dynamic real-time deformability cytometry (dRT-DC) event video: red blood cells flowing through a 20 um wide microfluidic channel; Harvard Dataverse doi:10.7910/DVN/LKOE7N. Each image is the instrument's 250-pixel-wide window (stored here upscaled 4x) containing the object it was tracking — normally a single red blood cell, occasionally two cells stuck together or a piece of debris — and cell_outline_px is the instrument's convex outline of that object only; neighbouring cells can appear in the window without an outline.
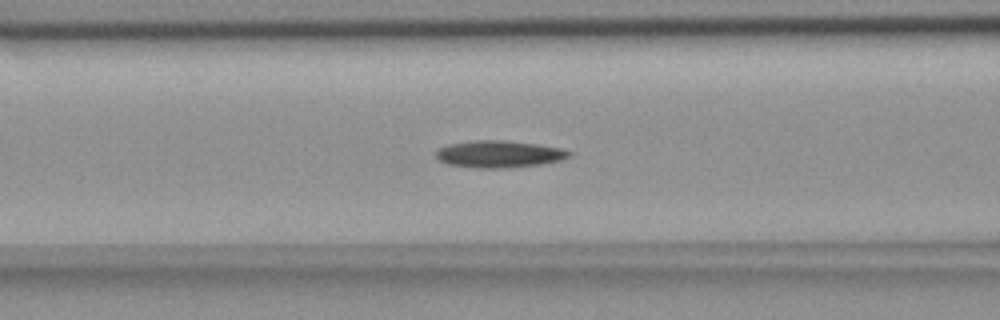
{"species": "common noctule bat (a hibernating species)", "species_latin": "Nyctalus noctula", "temperature_condition": "room temperature", "stored_images_in_passage": 55, "camera_frame_rate_fps": 3000, "um_per_image_px": 0.085, "animal": {"sex": "female", "body_mass_g": 18.4}, "frame": {"image": 1, "passage_image": 21, "time_ms": 6.667, "image_size_px": [1000, 320], "cell_outline_px": [[572, 156], [560, 160], [540, 164], [508, 168], [476, 168], [448, 164], [440, 160], [436, 156], [436, 152], [440, 148], [448, 144], [472, 140], [504, 140], [536, 144], [564, 148], [572, 152]], "centroid_in_image_um": [42.45, 13.09], "position_along_channel_um": 124.1, "area_um2": 21.04}}
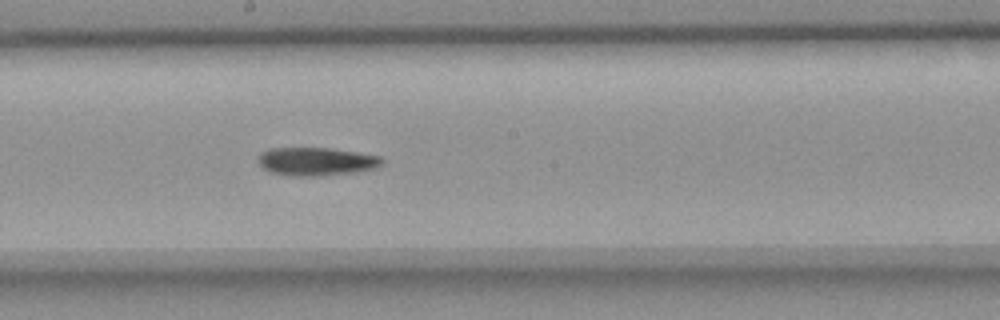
{"frame": {"image": 2, "passage_image": 29, "time_ms": 9.333, "image_size_px": [1000, 320], "cell_outline_px": [[384, 164], [376, 168], [356, 172], [320, 176], [296, 176], [272, 172], [264, 168], [256, 160], [260, 152], [268, 148], [328, 148], [356, 152], [380, 156], [384, 160]], "centroid_in_image_um": [26.9, 13.72], "position_along_channel_um": 221.3, "area_um2": 20.46}}
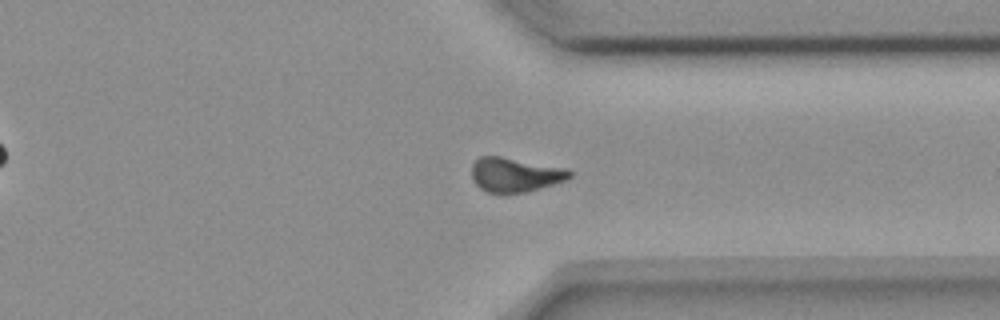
{"frame": {"image": 3, "passage_image": 41, "time_ms": 13.333, "image_size_px": [1000, 320], "cell_outline_px": [[572, 176], [564, 180], [528, 192], [504, 196], [488, 192], [480, 188], [472, 180], [472, 164], [480, 156], [500, 156], [568, 168], [572, 172]], "centroid_in_image_um": [43.76, 14.88], "position_along_channel_um": 367.6, "area_um2": 20.06}, "authors_computed_cell_mechanics": {"area_um2": 19.941, "velocity_mm_per_s": 3.6616, "shape_relaxation_time_tau1_ms": 8.0573, "shape_relaxation_time_tau2_ms": null, "deformation_change_tau1": 0.1734, "deformation_change_tau2": null}}